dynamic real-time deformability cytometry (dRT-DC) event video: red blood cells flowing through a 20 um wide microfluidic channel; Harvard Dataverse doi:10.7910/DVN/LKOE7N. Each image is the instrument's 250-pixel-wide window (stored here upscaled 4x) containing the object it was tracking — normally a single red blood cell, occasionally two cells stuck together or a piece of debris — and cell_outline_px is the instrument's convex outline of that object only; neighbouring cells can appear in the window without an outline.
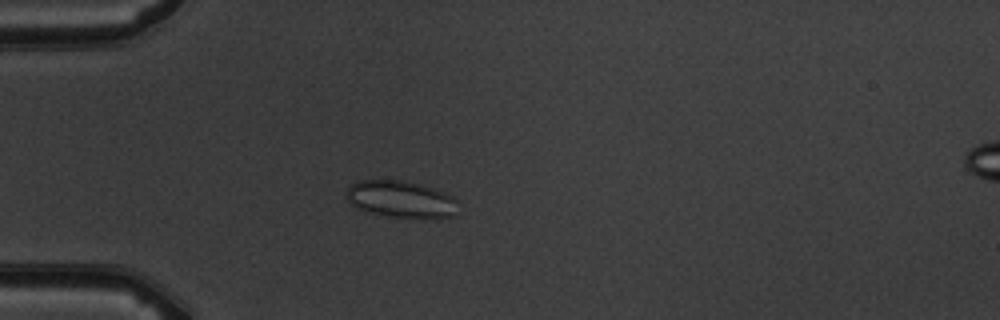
{"species": "common noctule bat (a hibernating species)", "species_latin": "Nyctalus noctula", "temperature_condition": "warm", "stored_images_in_passage": 3, "camera_frame_rate_fps": 3000, "um_per_image_px": 0.085, "animal": {"sex": "male", "body_mass_g": 19.5, "forearm_length_mm": 54.6}, "frame": {"image": 1, "passage_image": 2, "time_ms": 1.0, "image_size_px": [1000, 320], "cell_outline_px": [[456, 216], [432, 220], [388, 216], [372, 212], [360, 208], [352, 204], [344, 196], [348, 188], [356, 180], [400, 180], [432, 188], [444, 192], [452, 196], [456, 200]], "centroid_in_image_um": [34.11, 16.96], "position_along_channel_um": 50.9, "area_um2": 24.16}}